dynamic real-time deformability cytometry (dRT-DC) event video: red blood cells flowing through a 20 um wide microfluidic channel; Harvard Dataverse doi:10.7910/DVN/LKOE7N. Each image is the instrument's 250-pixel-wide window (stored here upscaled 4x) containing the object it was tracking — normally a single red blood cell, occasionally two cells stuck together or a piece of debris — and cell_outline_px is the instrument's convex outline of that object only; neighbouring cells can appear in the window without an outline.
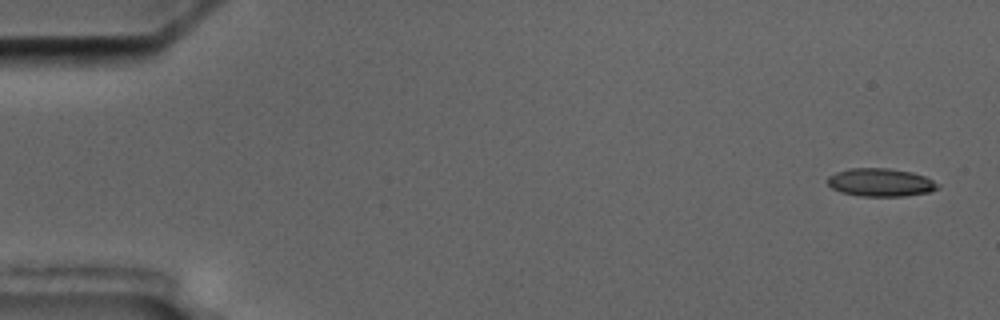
{"species": "common noctule bat (a hibernating species)", "species_latin": "Nyctalus noctula", "temperature_condition": "cold", "stored_images_in_passage": 5, "camera_frame_rate_fps": 3000, "um_per_image_px": 0.085, "animal": {"sex": "male", "body_mass_g": 17.5, "forearm_length_mm": 52.3}, "frame": {"image": 1, "passage_image": 1, "time_ms": 0.0, "image_size_px": [1000, 320], "cell_outline_px": [[940, 188], [928, 192], [904, 196], [860, 196], [840, 192], [832, 188], [828, 184], [828, 176], [836, 172], [848, 168], [888, 168], [912, 172], [924, 176], [940, 184]], "centroid_in_image_um": [74.85, 15.5], "position_along_channel_um": 10.2, "area_um2": 18.09}}
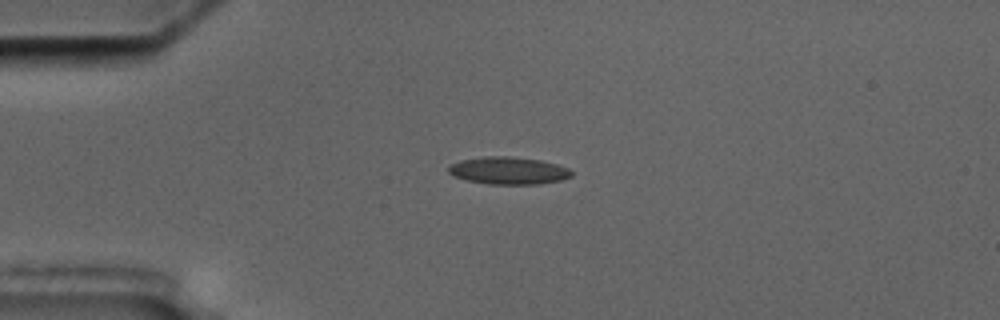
{"frame": {"image": 2, "passage_image": 4, "time_ms": 4.0, "image_size_px": [1000, 320], "cell_outline_px": [[572, 176], [560, 180], [540, 184], [488, 184], [468, 180], [452, 176], [448, 172], [448, 168], [452, 164], [460, 160], [484, 156], [508, 156], [540, 160], [556, 164], [568, 168], [572, 172]], "centroid_in_image_um": [43.2, 14.5], "position_along_channel_um": 41.8, "area_um2": 19.59}}